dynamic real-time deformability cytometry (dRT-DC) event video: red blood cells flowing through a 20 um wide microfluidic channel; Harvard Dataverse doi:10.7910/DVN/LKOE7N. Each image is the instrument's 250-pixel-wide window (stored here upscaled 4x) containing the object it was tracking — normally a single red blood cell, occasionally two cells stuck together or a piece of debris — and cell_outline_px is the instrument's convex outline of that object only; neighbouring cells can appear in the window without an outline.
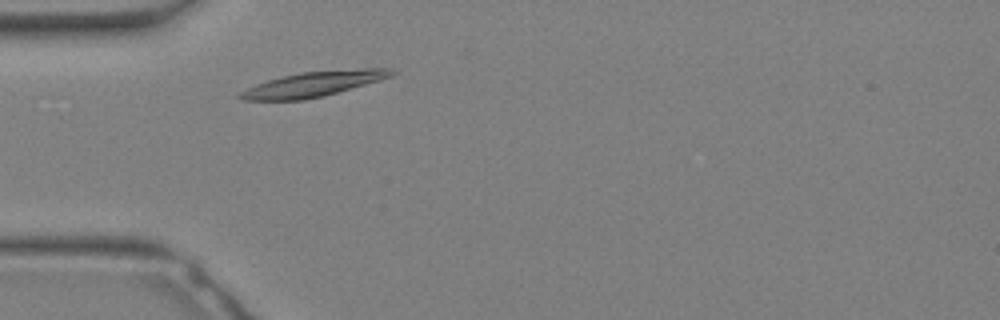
{"species": "Egyptian fruit bat (a non-hibernating species)", "species_latin": "Rousettus aegyptiacus", "temperature_condition": "warm", "stored_images_in_passage": 15, "camera_frame_rate_fps": 3000, "um_per_image_px": 0.085, "animal": {"sex": "female"}, "frame": {"image": 1, "passage_image": 3, "time_ms": 0.667, "image_size_px": [1000, 320], "cell_outline_px": [[396, 72], [392, 76], [380, 80], [324, 96], [304, 100], [244, 100], [236, 96], [240, 92], [256, 84], [268, 80], [300, 72], [360, 68], [392, 68]], "centroid_in_image_um": [26.67, 7.14], "position_along_channel_um": 58.3, "area_um2": 22.02}}
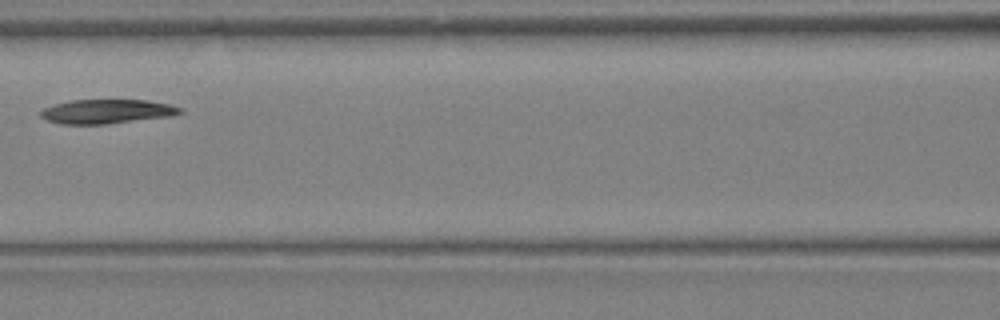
{"frame": {"image": 2, "passage_image": 8, "time_ms": 2.333, "image_size_px": [1000, 320], "cell_outline_px": [[184, 112], [172, 116], [104, 124], [60, 124], [48, 120], [40, 116], [40, 112], [44, 108], [56, 104], [72, 100], [148, 100], [168, 104], [180, 108]], "centroid_in_image_um": [9.09, 9.47], "position_along_channel_um": 157.5, "area_um2": 19.48}}
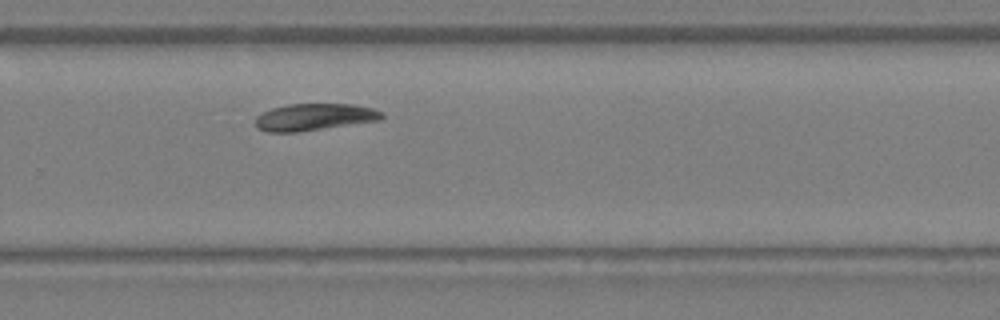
{"frame": {"image": 3, "passage_image": 15, "time_ms": 4.667, "image_size_px": [1000, 320], "cell_outline_px": [[384, 116], [380, 120], [296, 132], [268, 132], [256, 128], [256, 116], [272, 108], [288, 104], [352, 104], [372, 108], [384, 112]], "centroid_in_image_um": [26.72, 9.94], "position_along_channel_um": 303.1, "area_um2": 19.71}}